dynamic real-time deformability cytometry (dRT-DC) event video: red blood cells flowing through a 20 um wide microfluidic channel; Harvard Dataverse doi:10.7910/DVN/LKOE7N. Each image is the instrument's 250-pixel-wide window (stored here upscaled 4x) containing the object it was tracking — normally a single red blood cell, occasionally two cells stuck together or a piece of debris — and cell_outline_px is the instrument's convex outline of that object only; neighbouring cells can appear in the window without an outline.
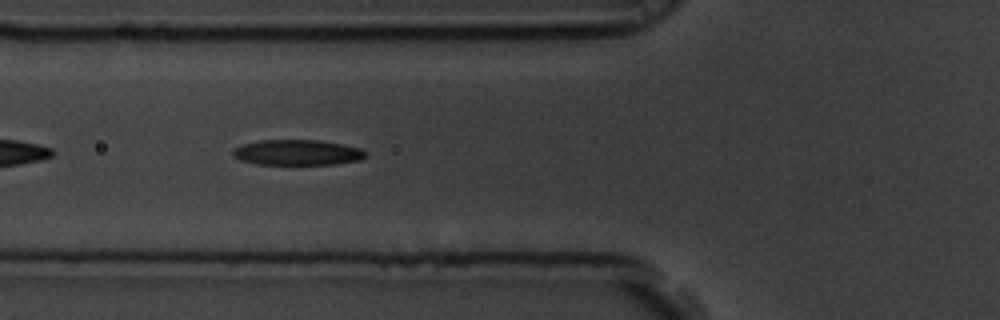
{"species": "common noctule bat (a hibernating species)", "species_latin": "Nyctalus noctula", "temperature_condition": "room temperature", "stored_images_in_passage": 32, "camera_frame_rate_fps": 3000, "um_per_image_px": 0.085, "animal": {"sex": "male", "body_mass_g": 19.5, "forearm_length_mm": 54.6}, "frame": {"image": 1, "passage_image": 5, "time_ms": 1.333, "image_size_px": [1000, 320], "cell_outline_px": [[368, 156], [360, 160], [336, 164], [256, 164], [240, 160], [232, 156], [232, 152], [236, 148], [244, 144], [260, 140], [320, 140], [344, 144], [360, 148], [368, 152]], "centroid_in_image_um": [25.33, 12.96], "position_along_channel_um": 100.5, "area_um2": 19.83}}
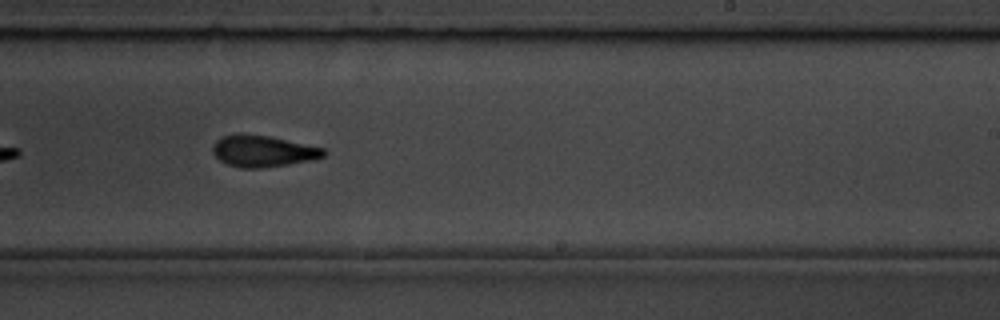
{"frame": {"image": 2, "passage_image": 19, "time_ms": 6.0, "image_size_px": [1000, 320], "cell_outline_px": [[328, 152], [324, 156], [312, 160], [288, 164], [260, 168], [240, 168], [228, 164], [220, 160], [212, 152], [212, 144], [220, 136], [236, 132], [240, 132], [268, 136], [324, 148]], "centroid_in_image_um": [22.3, 12.82], "position_along_channel_um": 266.7, "area_um2": 20.58}}
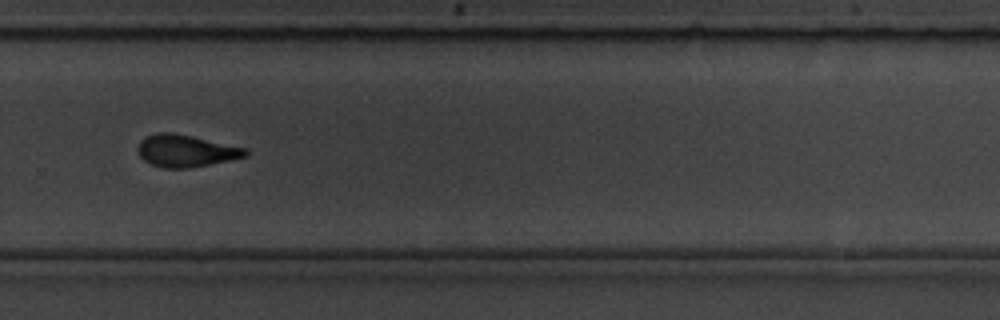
{"frame": {"image": 3, "passage_image": 23, "time_ms": 7.333, "image_size_px": [1000, 320], "cell_outline_px": [[248, 156], [188, 168], [164, 168], [152, 164], [144, 160], [140, 156], [136, 148], [140, 140], [144, 136], [156, 132], [172, 132], [192, 136], [248, 148]], "centroid_in_image_um": [15.77, 12.8], "position_along_channel_um": 314.0, "area_um2": 20.23}, "authors_computed_cell_mechanics": {"area_um2": 20.2589, "velocity_mm_per_s": 3.5596, "shape_relaxation_time_tau1_ms": 4.3997, "shape_relaxation_time_tau2_ms": 1.2806, "deformation_change_tau1": 0.1808, "deformation_change_tau2": 0.0811}}